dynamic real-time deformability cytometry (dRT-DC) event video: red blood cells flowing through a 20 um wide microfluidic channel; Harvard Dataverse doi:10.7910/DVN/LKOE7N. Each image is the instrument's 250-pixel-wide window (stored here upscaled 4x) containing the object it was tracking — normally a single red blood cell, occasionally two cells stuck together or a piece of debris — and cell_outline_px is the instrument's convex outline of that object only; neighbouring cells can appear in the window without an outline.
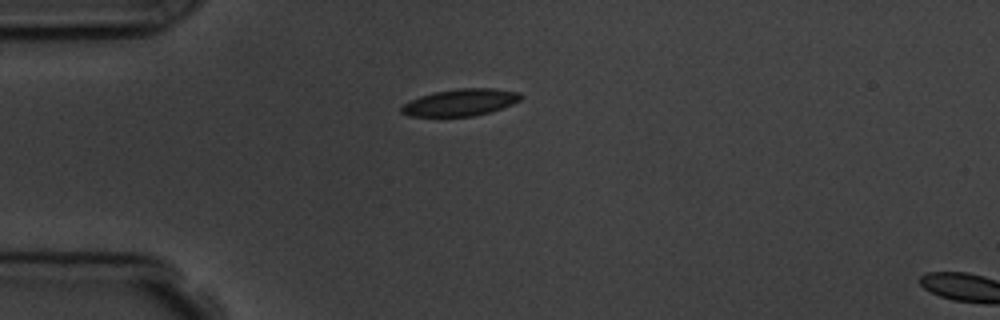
{"species": "common noctule bat (a hibernating species)", "species_latin": "Nyctalus noctula", "temperature_condition": "room temperature", "stored_images_in_passage": 2, "camera_frame_rate_fps": 3000, "um_per_image_px": 0.085, "animal": {"sex": "male", "body_mass_g": 19.5, "forearm_length_mm": 54.6}, "frame": {"image": 1, "passage_image": 1, "time_ms": 0.0, "image_size_px": [1000, 320], "cell_outline_px": [[524, 96], [520, 100], [512, 104], [488, 112], [472, 116], [408, 116], [400, 112], [400, 108], [404, 104], [420, 96], [436, 92], [456, 88], [492, 88], [520, 92]], "centroid_in_image_um": [39.15, 8.7], "position_along_channel_um": 45.9, "area_um2": 18.55}}